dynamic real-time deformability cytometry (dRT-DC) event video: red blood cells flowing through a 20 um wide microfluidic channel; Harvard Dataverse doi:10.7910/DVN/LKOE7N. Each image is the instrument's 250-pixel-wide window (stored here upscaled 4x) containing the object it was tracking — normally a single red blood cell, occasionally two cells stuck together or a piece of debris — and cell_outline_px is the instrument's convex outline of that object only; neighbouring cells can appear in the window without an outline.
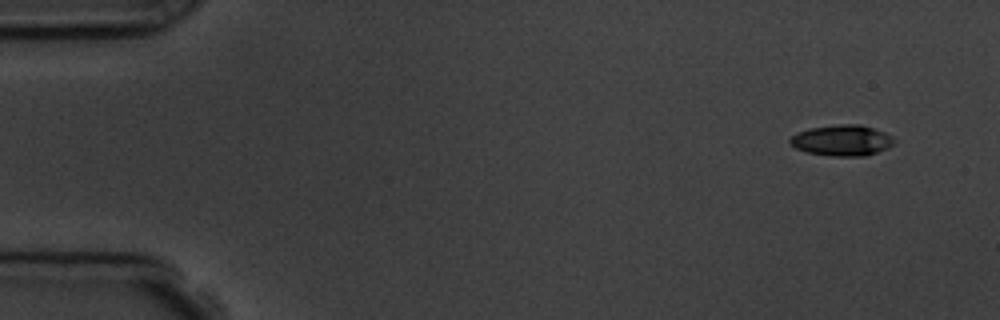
{"species": "common noctule bat (a hibernating species)", "species_latin": "Nyctalus noctula", "temperature_condition": "room temperature", "stored_images_in_passage": 5, "camera_frame_rate_fps": 3000, "um_per_image_px": 0.085, "animal": {"sex": "male", "body_mass_g": 19.5, "forearm_length_mm": 54.6}, "frame": {"image": 1, "passage_image": 1, "time_ms": 0.0, "image_size_px": [1000, 320], "cell_outline_px": [[896, 140], [888, 148], [864, 156], [832, 156], [808, 152], [796, 148], [788, 144], [788, 140], [796, 132], [808, 128], [836, 124], [860, 124], [884, 132], [892, 136]], "centroid_in_image_um": [71.54, 11.92], "position_along_channel_um": 13.5, "area_um2": 18.84}}